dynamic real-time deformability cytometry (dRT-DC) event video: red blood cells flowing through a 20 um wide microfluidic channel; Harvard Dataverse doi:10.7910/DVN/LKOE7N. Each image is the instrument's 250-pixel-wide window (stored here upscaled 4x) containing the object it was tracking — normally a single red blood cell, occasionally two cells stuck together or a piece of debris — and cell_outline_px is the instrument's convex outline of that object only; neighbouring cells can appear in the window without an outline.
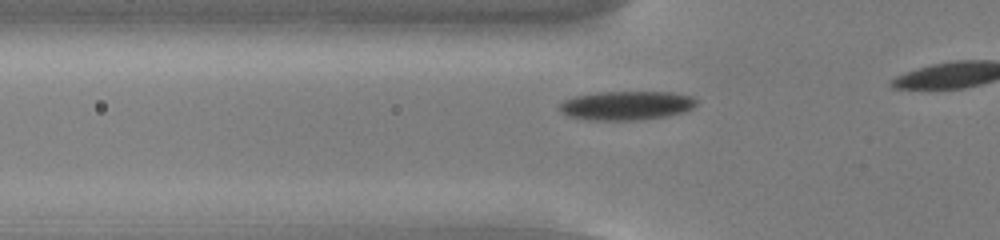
{"species": "common noctule bat (a hibernating species)", "species_latin": "Nyctalus noctula", "temperature_condition": "cold", "stored_images_in_passage": 14, "camera_frame_rate_fps": 3000, "um_per_image_px": 0.085, "animal": {"sex": "male", "body_mass_g": 13.0, "forearm_length_mm": 53.1}, "frame": {"image": 1, "passage_image": 8, "time_ms": 2.333, "image_size_px": [1000, 240], "cell_outline_px": [[700, 100], [692, 108], [684, 112], [664, 116], [636, 120], [592, 120], [568, 116], [560, 112], [560, 104], [564, 100], [576, 96], [600, 92], [672, 92], [692, 96]], "centroid_in_image_um": [53.28, 8.96], "position_along_channel_um": 72.5, "area_um2": 23.06}}
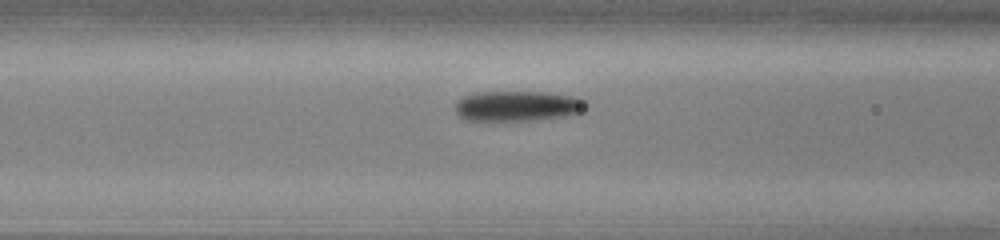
{"frame": {"image": 2, "passage_image": 12, "time_ms": 3.667, "image_size_px": [1000, 240], "cell_outline_px": [[588, 104], [580, 112], [564, 116], [532, 120], [464, 120], [456, 112], [456, 100], [464, 96], [476, 92], [548, 92], [576, 96], [584, 100]], "centroid_in_image_um": [43.99, 9.0], "position_along_channel_um": 122.6, "area_um2": 23.06}}